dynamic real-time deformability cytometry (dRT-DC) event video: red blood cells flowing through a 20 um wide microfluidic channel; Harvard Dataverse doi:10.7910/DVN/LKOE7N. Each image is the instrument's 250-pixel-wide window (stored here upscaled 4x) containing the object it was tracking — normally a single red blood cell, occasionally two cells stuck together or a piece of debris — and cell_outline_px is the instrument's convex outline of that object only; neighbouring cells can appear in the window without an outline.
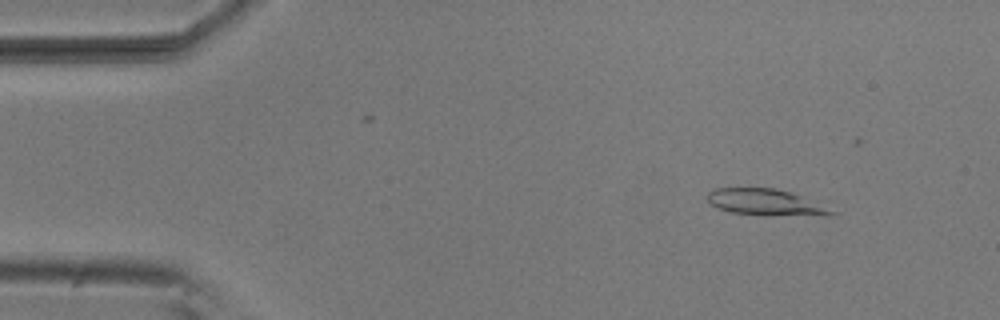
{"species": "common noctule bat (a hibernating species)", "species_latin": "Nyctalus noctula", "temperature_condition": "room temperature", "stored_images_in_passage": 6, "camera_frame_rate_fps": 3000, "um_per_image_px": 0.085, "animal": {"sex": "male", "body_mass_g": 20.5, "forearm_length_mm": 52.5}, "frame": {"image": 1, "passage_image": 1, "time_ms": 0.0, "image_size_px": [1000, 320], "cell_outline_px": [[836, 216], [764, 216], [732, 212], [720, 208], [712, 204], [708, 200], [708, 192], [716, 188], [776, 188], [792, 192], [836, 212]], "centroid_in_image_um": [65.13, 17.22], "position_along_channel_um": 19.9, "area_um2": 19.13}}
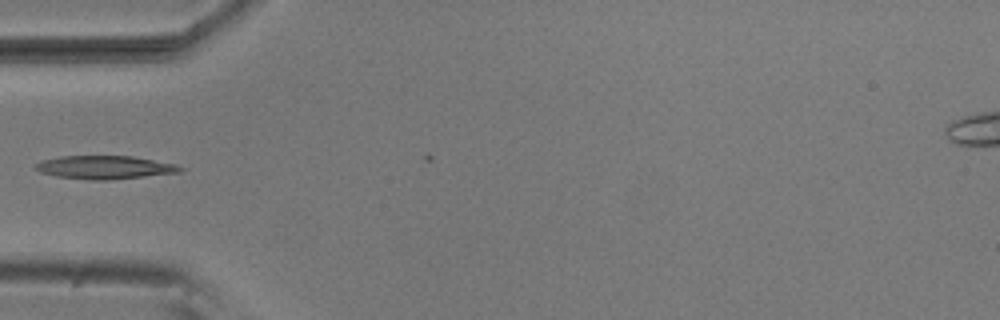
{"frame": {"image": 2, "passage_image": 4, "time_ms": 1.0, "image_size_px": [1000, 320], "cell_outline_px": [[184, 168], [180, 172], [108, 180], [92, 180], [56, 176], [40, 172], [32, 168], [36, 164], [44, 160], [60, 156], [132, 156], [176, 164]], "centroid_in_image_um": [8.89, 14.22], "position_along_channel_um": 76.1, "area_um2": 19.48}}
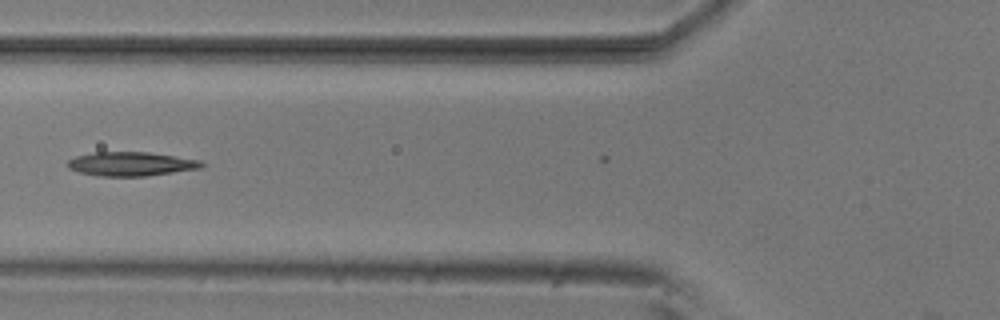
{"frame": {"image": 3, "passage_image": 5, "time_ms": 1.333, "image_size_px": [1000, 320], "cell_outline_px": [[204, 164], [200, 168], [148, 176], [100, 176], [80, 172], [68, 168], [64, 164], [68, 160], [76, 156], [96, 152], [148, 152], [200, 160]], "centroid_in_image_um": [11.1, 13.93], "position_along_channel_um": 114.7, "area_um2": 18.67}}